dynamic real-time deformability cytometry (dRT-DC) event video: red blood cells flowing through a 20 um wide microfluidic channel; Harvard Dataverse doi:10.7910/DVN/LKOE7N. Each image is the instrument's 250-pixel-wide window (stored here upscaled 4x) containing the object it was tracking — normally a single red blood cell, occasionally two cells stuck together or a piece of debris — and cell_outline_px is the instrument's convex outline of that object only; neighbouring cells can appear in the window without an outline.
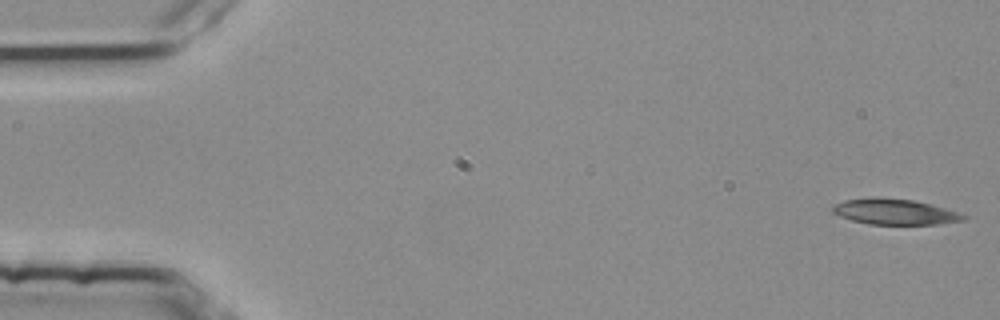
{"species": "common noctule bat (a hibernating species)", "species_latin": "Nyctalus noctula", "temperature_condition": "room temperature", "stored_images_in_passage": 4, "camera_frame_rate_fps": 3000, "um_per_image_px": 0.085, "animal": {"sex": "female", "body_mass_g": 25.1}, "frame": {"image": 1, "passage_image": 1, "time_ms": 0.0, "image_size_px": [1000, 320], "cell_outline_px": [[968, 216], [964, 220], [940, 224], [868, 224], [852, 220], [840, 216], [832, 212], [832, 208], [836, 204], [844, 200], [876, 196], [912, 200], [944, 208]], "centroid_in_image_um": [76.02, 17.99], "position_along_channel_um": 9.0, "area_um2": 19.42}}
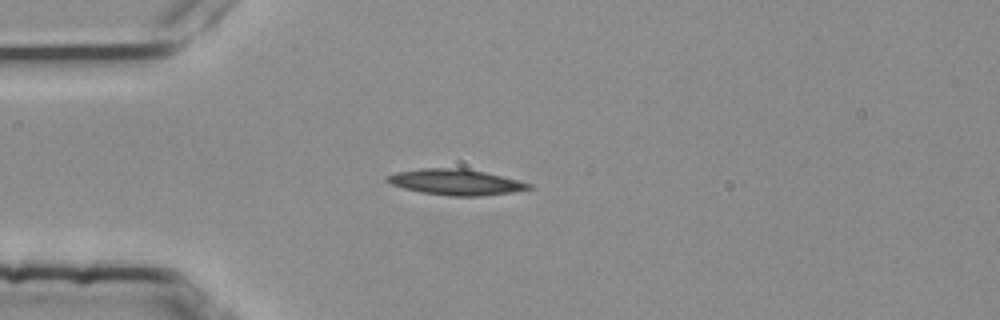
{"frame": {"image": 2, "passage_image": 4, "time_ms": 1.0, "image_size_px": [1000, 320], "cell_outline_px": [[532, 188], [512, 192], [480, 196], [448, 196], [420, 192], [404, 188], [392, 184], [384, 180], [384, 176], [396, 172], [420, 168], [464, 168], [484, 172], [532, 184]], "centroid_in_image_um": [38.67, 15.48], "position_along_channel_um": 46.3, "area_um2": 21.21}}